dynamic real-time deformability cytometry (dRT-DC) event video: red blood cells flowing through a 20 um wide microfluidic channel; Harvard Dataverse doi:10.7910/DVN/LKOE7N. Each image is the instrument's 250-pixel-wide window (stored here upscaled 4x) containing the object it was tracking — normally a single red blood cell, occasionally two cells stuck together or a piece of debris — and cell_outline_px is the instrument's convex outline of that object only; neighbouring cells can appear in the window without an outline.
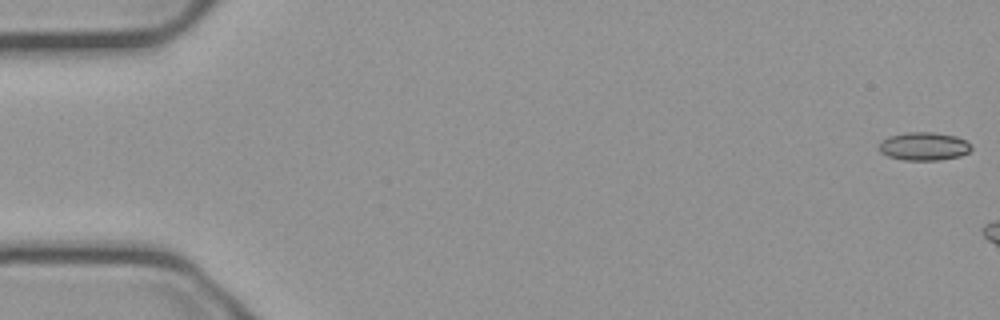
{"species": "common noctule bat (a hibernating species)", "species_latin": "Nyctalus noctula", "temperature_condition": "cold", "stored_images_in_passage": 7, "camera_frame_rate_fps": 3000, "um_per_image_px": 0.085, "animal": {"sex": "male", "body_mass_g": 23.1, "forearm_length_mm": 52.7}, "frame": {"image": 1, "passage_image": 1, "time_ms": 0.0, "image_size_px": [1000, 320], "cell_outline_px": [[972, 148], [968, 152], [960, 156], [940, 160], [904, 160], [888, 156], [880, 152], [880, 144], [888, 136], [904, 132], [932, 132], [956, 136], [964, 140]], "centroid_in_image_um": [78.52, 12.43], "position_along_channel_um": 6.5, "area_um2": 15.03}}